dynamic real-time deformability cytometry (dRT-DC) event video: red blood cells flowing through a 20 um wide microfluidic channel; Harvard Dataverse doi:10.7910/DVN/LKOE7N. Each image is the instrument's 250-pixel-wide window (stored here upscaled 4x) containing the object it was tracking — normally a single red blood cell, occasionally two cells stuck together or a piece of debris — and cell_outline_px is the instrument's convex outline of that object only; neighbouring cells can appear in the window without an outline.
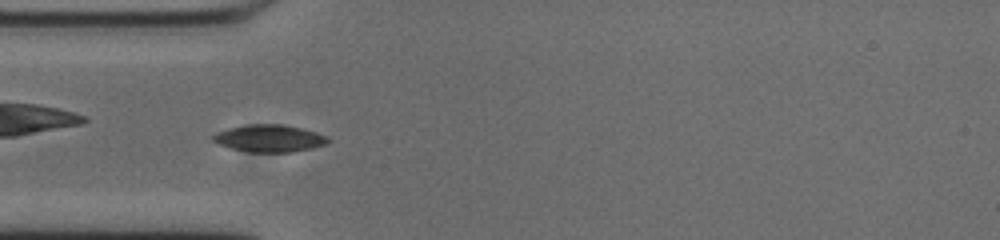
{"species": "common noctule bat (a hibernating species)", "species_latin": "Nyctalus noctula", "temperature_condition": "cold", "stored_images_in_passage": 44, "camera_frame_rate_fps": 3000, "um_per_image_px": 0.085, "animal": {"sex": "male", "body_mass_g": 20.0, "forearm_length_mm": 53.3}, "frame": {"image": 1, "passage_image": 6, "time_ms": 1.667, "image_size_px": [1000, 240], "cell_outline_px": [[332, 140], [324, 144], [312, 148], [292, 152], [252, 152], [232, 148], [216, 144], [212, 140], [212, 136], [216, 132], [228, 128], [248, 124], [280, 124], [300, 128], [316, 132], [328, 136]], "centroid_in_image_um": [22.88, 11.76], "position_along_channel_um": 62.1, "area_um2": 18.26}}
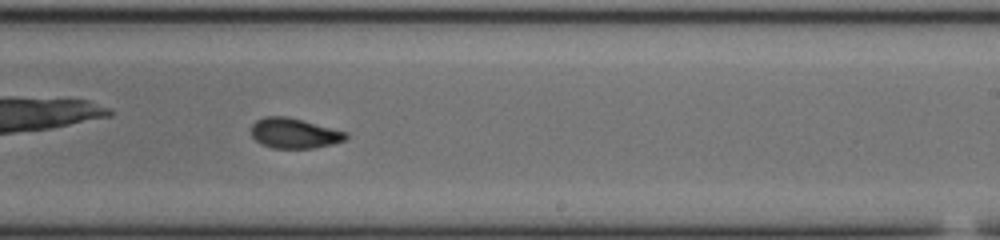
{"frame": {"image": 2, "passage_image": 22, "time_ms": 7.0, "image_size_px": [1000, 240], "cell_outline_px": [[348, 136], [344, 140], [332, 144], [312, 148], [272, 148], [260, 144], [252, 136], [252, 124], [256, 120], [264, 116], [288, 116], [348, 132]], "centroid_in_image_um": [25.0, 11.32], "position_along_channel_um": 264.0, "area_um2": 16.7}}
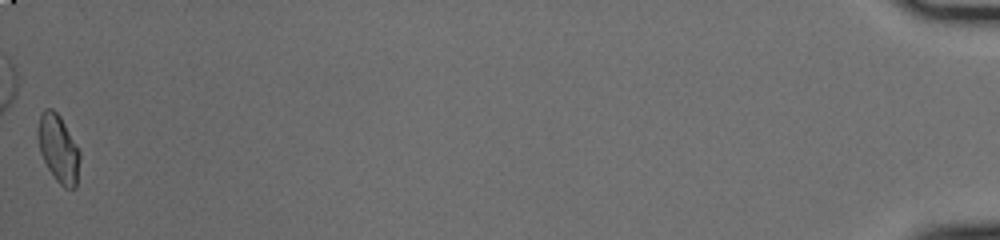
{"frame": {"image": 3, "passage_image": 44, "time_ms": 14.333, "image_size_px": [1000, 240], "cell_outline_px": [[80, 160], [76, 188], [64, 188], [56, 180], [48, 168], [40, 152], [36, 136], [36, 132], [40, 112], [44, 108], [52, 108], [60, 116], [80, 152]], "centroid_in_image_um": [4.94, 12.61], "position_along_channel_um": 430.3, "area_um2": 16.65}, "authors_computed_cell_mechanics": {"area_um2": 16.6753, "velocity_mm_per_s": 3.7843, "shape_relaxation_time_tau1_ms": null, "shape_relaxation_time_tau2_ms": 1.9, "deformation_change_tau1": null, "deformation_change_tau2": 0.0604}}